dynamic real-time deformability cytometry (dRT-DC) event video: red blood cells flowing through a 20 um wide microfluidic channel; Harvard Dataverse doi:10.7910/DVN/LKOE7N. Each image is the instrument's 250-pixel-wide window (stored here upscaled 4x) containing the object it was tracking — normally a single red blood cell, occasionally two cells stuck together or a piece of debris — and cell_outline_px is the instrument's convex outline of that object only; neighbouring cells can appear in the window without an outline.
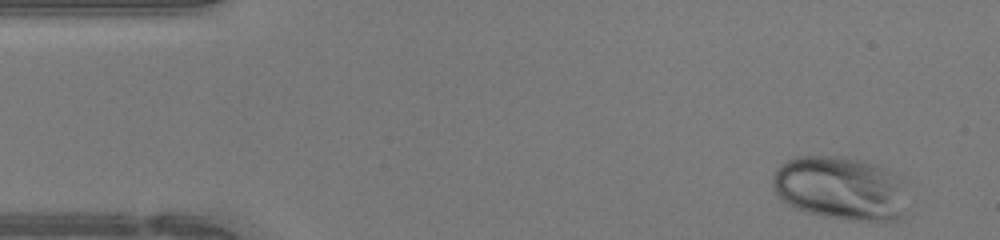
{"species": "human", "species_latin": "Homo sapiens", "temperature_condition": "warm", "stored_images_in_passage": 44, "camera_frame_rate_fps": 3000, "um_per_image_px": 0.085, "donor": {"sex": "female"}, "frame": {"image": 1, "passage_image": 1, "time_ms": 0.0, "image_size_px": [1000, 240], "cell_outline_px": [[904, 180], [900, 220], [844, 220], [820, 216], [796, 208], [780, 200], [776, 196], [772, 188], [772, 176], [776, 168], [780, 164], [796, 156], [840, 156], [860, 160], [876, 164], [900, 176]], "centroid_in_image_um": [71.35, 15.98], "position_along_channel_um": 13.6, "area_um2": 50.17}}
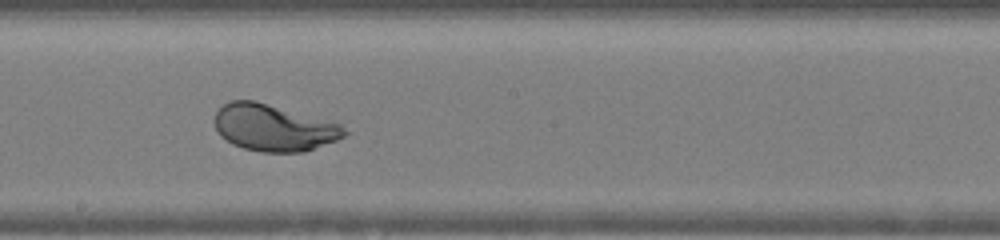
{"frame": {"image": 2, "passage_image": 23, "time_ms": 7.333, "image_size_px": [1000, 240], "cell_outline_px": [[348, 132], [344, 136], [336, 140], [304, 152], [260, 152], [244, 148], [232, 144], [220, 136], [212, 120], [216, 112], [224, 104], [232, 100], [256, 100], [340, 124]], "centroid_in_image_um": [23.22, 10.85], "position_along_channel_um": 225.0, "area_um2": 35.26}}
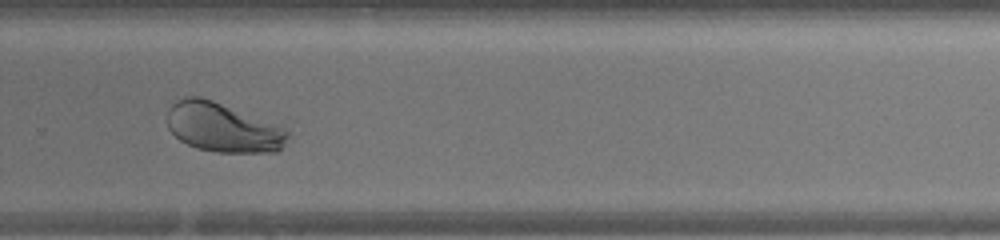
{"frame": {"image": 3, "passage_image": 29, "time_ms": 9.333, "image_size_px": [1000, 240], "cell_outline_px": [[292, 136], [276, 152], [216, 152], [196, 148], [180, 140], [168, 128], [168, 108], [176, 100], [188, 96], [200, 96], [284, 124], [292, 132]], "centroid_in_image_um": [19.05, 10.82], "position_along_channel_um": 310.7, "area_um2": 35.49}, "authors_computed_cell_mechanics": {"area_um2": 41.1247, "velocity_mm_per_s": 4.304, "shape_relaxation_time_tau1_ms": 2.7425, "shape_relaxation_time_tau2_ms": null, "deformation_change_tau1": 0.1594, "deformation_change_tau2": null}}